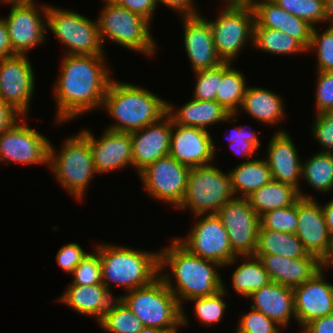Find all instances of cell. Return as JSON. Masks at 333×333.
Instances as JSON below:
<instances>
[{"label": "cell", "mask_w": 333, "mask_h": 333, "mask_svg": "<svg viewBox=\"0 0 333 333\" xmlns=\"http://www.w3.org/2000/svg\"><path fill=\"white\" fill-rule=\"evenodd\" d=\"M104 55H65L62 59L60 76L53 87L58 125L102 107L112 79Z\"/></svg>", "instance_id": "1"}, {"label": "cell", "mask_w": 333, "mask_h": 333, "mask_svg": "<svg viewBox=\"0 0 333 333\" xmlns=\"http://www.w3.org/2000/svg\"><path fill=\"white\" fill-rule=\"evenodd\" d=\"M171 243L169 247L159 250V277L181 306L183 300L187 302L193 298L212 296L223 289V280L216 269L222 265L193 255L175 237ZM166 267L175 277L176 285L170 280L171 273L165 272Z\"/></svg>", "instance_id": "2"}, {"label": "cell", "mask_w": 333, "mask_h": 333, "mask_svg": "<svg viewBox=\"0 0 333 333\" xmlns=\"http://www.w3.org/2000/svg\"><path fill=\"white\" fill-rule=\"evenodd\" d=\"M101 108L117 121L107 129L130 133L164 117L167 101L141 86L111 79Z\"/></svg>", "instance_id": "3"}, {"label": "cell", "mask_w": 333, "mask_h": 333, "mask_svg": "<svg viewBox=\"0 0 333 333\" xmlns=\"http://www.w3.org/2000/svg\"><path fill=\"white\" fill-rule=\"evenodd\" d=\"M102 283L110 291V282L128 292L144 287L159 277V251L148 252L126 246L98 244Z\"/></svg>", "instance_id": "4"}, {"label": "cell", "mask_w": 333, "mask_h": 333, "mask_svg": "<svg viewBox=\"0 0 333 333\" xmlns=\"http://www.w3.org/2000/svg\"><path fill=\"white\" fill-rule=\"evenodd\" d=\"M142 322L143 326L178 330L189 322L173 292L158 277L147 286L118 296Z\"/></svg>", "instance_id": "5"}, {"label": "cell", "mask_w": 333, "mask_h": 333, "mask_svg": "<svg viewBox=\"0 0 333 333\" xmlns=\"http://www.w3.org/2000/svg\"><path fill=\"white\" fill-rule=\"evenodd\" d=\"M62 146L60 151H56L50 142L48 167L73 198L82 200L96 173L90 143L79 132L67 138Z\"/></svg>", "instance_id": "6"}, {"label": "cell", "mask_w": 333, "mask_h": 333, "mask_svg": "<svg viewBox=\"0 0 333 333\" xmlns=\"http://www.w3.org/2000/svg\"><path fill=\"white\" fill-rule=\"evenodd\" d=\"M234 197L229 173L212 164L198 166L190 168L186 192L177 208L191 209L197 219V216L217 214Z\"/></svg>", "instance_id": "7"}, {"label": "cell", "mask_w": 333, "mask_h": 333, "mask_svg": "<svg viewBox=\"0 0 333 333\" xmlns=\"http://www.w3.org/2000/svg\"><path fill=\"white\" fill-rule=\"evenodd\" d=\"M102 44L110 39L124 48L143 52L144 55L156 53V43L150 33V22L141 15L115 3H105L97 19Z\"/></svg>", "instance_id": "8"}, {"label": "cell", "mask_w": 333, "mask_h": 333, "mask_svg": "<svg viewBox=\"0 0 333 333\" xmlns=\"http://www.w3.org/2000/svg\"><path fill=\"white\" fill-rule=\"evenodd\" d=\"M47 28L66 46V55L104 54L97 20L47 4Z\"/></svg>", "instance_id": "9"}, {"label": "cell", "mask_w": 333, "mask_h": 333, "mask_svg": "<svg viewBox=\"0 0 333 333\" xmlns=\"http://www.w3.org/2000/svg\"><path fill=\"white\" fill-rule=\"evenodd\" d=\"M216 18L208 20L214 47L222 62H233L247 41L253 42L254 12L252 6H225Z\"/></svg>", "instance_id": "10"}, {"label": "cell", "mask_w": 333, "mask_h": 333, "mask_svg": "<svg viewBox=\"0 0 333 333\" xmlns=\"http://www.w3.org/2000/svg\"><path fill=\"white\" fill-rule=\"evenodd\" d=\"M202 219L191 227L185 238L176 240L193 255L211 260L220 265L230 266L240 256H237L230 246L227 230L217 214L201 215Z\"/></svg>", "instance_id": "11"}, {"label": "cell", "mask_w": 333, "mask_h": 333, "mask_svg": "<svg viewBox=\"0 0 333 333\" xmlns=\"http://www.w3.org/2000/svg\"><path fill=\"white\" fill-rule=\"evenodd\" d=\"M10 13L3 18L8 29L11 47L17 55H27L38 44L45 43L47 35V5L37 7L34 1H8ZM42 13V14H40ZM44 15V16H43Z\"/></svg>", "instance_id": "12"}, {"label": "cell", "mask_w": 333, "mask_h": 333, "mask_svg": "<svg viewBox=\"0 0 333 333\" xmlns=\"http://www.w3.org/2000/svg\"><path fill=\"white\" fill-rule=\"evenodd\" d=\"M189 171V167L168 155L147 166L139 176L151 198L176 208L184 198Z\"/></svg>", "instance_id": "13"}, {"label": "cell", "mask_w": 333, "mask_h": 333, "mask_svg": "<svg viewBox=\"0 0 333 333\" xmlns=\"http://www.w3.org/2000/svg\"><path fill=\"white\" fill-rule=\"evenodd\" d=\"M227 230L230 246L237 256L254 255L260 219L248 198L234 197L217 212Z\"/></svg>", "instance_id": "14"}, {"label": "cell", "mask_w": 333, "mask_h": 333, "mask_svg": "<svg viewBox=\"0 0 333 333\" xmlns=\"http://www.w3.org/2000/svg\"><path fill=\"white\" fill-rule=\"evenodd\" d=\"M24 119L21 117V121L18 119L0 135V162L48 164L50 141L40 132L26 126Z\"/></svg>", "instance_id": "15"}, {"label": "cell", "mask_w": 333, "mask_h": 333, "mask_svg": "<svg viewBox=\"0 0 333 333\" xmlns=\"http://www.w3.org/2000/svg\"><path fill=\"white\" fill-rule=\"evenodd\" d=\"M34 73L27 55L0 59V99L23 117L29 113L35 89Z\"/></svg>", "instance_id": "16"}, {"label": "cell", "mask_w": 333, "mask_h": 333, "mask_svg": "<svg viewBox=\"0 0 333 333\" xmlns=\"http://www.w3.org/2000/svg\"><path fill=\"white\" fill-rule=\"evenodd\" d=\"M298 227L296 236L304 250L325 263L331 255L333 240L330 237L322 205L311 198L297 200Z\"/></svg>", "instance_id": "17"}, {"label": "cell", "mask_w": 333, "mask_h": 333, "mask_svg": "<svg viewBox=\"0 0 333 333\" xmlns=\"http://www.w3.org/2000/svg\"><path fill=\"white\" fill-rule=\"evenodd\" d=\"M216 146L208 130L175 124L172 121L169 156L189 167L209 165Z\"/></svg>", "instance_id": "18"}, {"label": "cell", "mask_w": 333, "mask_h": 333, "mask_svg": "<svg viewBox=\"0 0 333 333\" xmlns=\"http://www.w3.org/2000/svg\"><path fill=\"white\" fill-rule=\"evenodd\" d=\"M324 268L293 288L296 321L302 329L315 319L333 314V284L326 282Z\"/></svg>", "instance_id": "19"}, {"label": "cell", "mask_w": 333, "mask_h": 333, "mask_svg": "<svg viewBox=\"0 0 333 333\" xmlns=\"http://www.w3.org/2000/svg\"><path fill=\"white\" fill-rule=\"evenodd\" d=\"M80 132L90 143L96 174L133 166L130 133L105 129L97 139L88 129H81Z\"/></svg>", "instance_id": "20"}, {"label": "cell", "mask_w": 333, "mask_h": 333, "mask_svg": "<svg viewBox=\"0 0 333 333\" xmlns=\"http://www.w3.org/2000/svg\"><path fill=\"white\" fill-rule=\"evenodd\" d=\"M172 118L166 114L158 122L130 132L132 163L140 173L153 162L169 155Z\"/></svg>", "instance_id": "21"}, {"label": "cell", "mask_w": 333, "mask_h": 333, "mask_svg": "<svg viewBox=\"0 0 333 333\" xmlns=\"http://www.w3.org/2000/svg\"><path fill=\"white\" fill-rule=\"evenodd\" d=\"M265 157L271 171L272 180L293 186L299 191L301 198H310L300 190L302 161L298 150L287 131L279 130L271 137Z\"/></svg>", "instance_id": "22"}, {"label": "cell", "mask_w": 333, "mask_h": 333, "mask_svg": "<svg viewBox=\"0 0 333 333\" xmlns=\"http://www.w3.org/2000/svg\"><path fill=\"white\" fill-rule=\"evenodd\" d=\"M184 47L190 59L192 70L212 69L222 60L218 57L211 26L202 15L183 16Z\"/></svg>", "instance_id": "23"}, {"label": "cell", "mask_w": 333, "mask_h": 333, "mask_svg": "<svg viewBox=\"0 0 333 333\" xmlns=\"http://www.w3.org/2000/svg\"><path fill=\"white\" fill-rule=\"evenodd\" d=\"M254 27H267L282 31L296 39L306 50L311 44L313 26L280 8L272 0H252Z\"/></svg>", "instance_id": "24"}, {"label": "cell", "mask_w": 333, "mask_h": 333, "mask_svg": "<svg viewBox=\"0 0 333 333\" xmlns=\"http://www.w3.org/2000/svg\"><path fill=\"white\" fill-rule=\"evenodd\" d=\"M254 255L261 260L271 281L290 288L302 285L324 267V263L311 254L296 259L273 254Z\"/></svg>", "instance_id": "25"}, {"label": "cell", "mask_w": 333, "mask_h": 333, "mask_svg": "<svg viewBox=\"0 0 333 333\" xmlns=\"http://www.w3.org/2000/svg\"><path fill=\"white\" fill-rule=\"evenodd\" d=\"M247 298L253 300L251 308L265 314L282 328L289 325L290 318L296 320L293 288L271 281Z\"/></svg>", "instance_id": "26"}, {"label": "cell", "mask_w": 333, "mask_h": 333, "mask_svg": "<svg viewBox=\"0 0 333 333\" xmlns=\"http://www.w3.org/2000/svg\"><path fill=\"white\" fill-rule=\"evenodd\" d=\"M175 106L167 102V114L172 121L178 125L198 127L207 130L208 126L220 122L236 123L237 113H229L217 101H203L191 99L178 110ZM235 115V116H234ZM233 118V119H232Z\"/></svg>", "instance_id": "27"}, {"label": "cell", "mask_w": 333, "mask_h": 333, "mask_svg": "<svg viewBox=\"0 0 333 333\" xmlns=\"http://www.w3.org/2000/svg\"><path fill=\"white\" fill-rule=\"evenodd\" d=\"M113 297L103 283L95 285L70 284L58 301L79 314L93 316L99 322L110 307Z\"/></svg>", "instance_id": "28"}, {"label": "cell", "mask_w": 333, "mask_h": 333, "mask_svg": "<svg viewBox=\"0 0 333 333\" xmlns=\"http://www.w3.org/2000/svg\"><path fill=\"white\" fill-rule=\"evenodd\" d=\"M283 102L282 97L267 88L247 86L240 108L259 122L276 125L284 120Z\"/></svg>", "instance_id": "29"}, {"label": "cell", "mask_w": 333, "mask_h": 333, "mask_svg": "<svg viewBox=\"0 0 333 333\" xmlns=\"http://www.w3.org/2000/svg\"><path fill=\"white\" fill-rule=\"evenodd\" d=\"M228 172L235 197L247 198L272 180L271 171L264 159L244 161Z\"/></svg>", "instance_id": "30"}, {"label": "cell", "mask_w": 333, "mask_h": 333, "mask_svg": "<svg viewBox=\"0 0 333 333\" xmlns=\"http://www.w3.org/2000/svg\"><path fill=\"white\" fill-rule=\"evenodd\" d=\"M247 198L253 210L260 217L271 210L292 206L300 198V195L293 186L271 180Z\"/></svg>", "instance_id": "31"}, {"label": "cell", "mask_w": 333, "mask_h": 333, "mask_svg": "<svg viewBox=\"0 0 333 333\" xmlns=\"http://www.w3.org/2000/svg\"><path fill=\"white\" fill-rule=\"evenodd\" d=\"M231 66L230 62H223L218 66V89L215 98L230 114L238 112L247 89L243 73Z\"/></svg>", "instance_id": "32"}, {"label": "cell", "mask_w": 333, "mask_h": 333, "mask_svg": "<svg viewBox=\"0 0 333 333\" xmlns=\"http://www.w3.org/2000/svg\"><path fill=\"white\" fill-rule=\"evenodd\" d=\"M255 254H273L296 259L303 258L308 253L295 234L259 228Z\"/></svg>", "instance_id": "33"}, {"label": "cell", "mask_w": 333, "mask_h": 333, "mask_svg": "<svg viewBox=\"0 0 333 333\" xmlns=\"http://www.w3.org/2000/svg\"><path fill=\"white\" fill-rule=\"evenodd\" d=\"M240 257L247 260L232 273V286L234 291L247 298L253 292L269 284L271 278L258 257L255 255Z\"/></svg>", "instance_id": "34"}, {"label": "cell", "mask_w": 333, "mask_h": 333, "mask_svg": "<svg viewBox=\"0 0 333 333\" xmlns=\"http://www.w3.org/2000/svg\"><path fill=\"white\" fill-rule=\"evenodd\" d=\"M301 176L318 192L333 190V152H319L302 164Z\"/></svg>", "instance_id": "35"}, {"label": "cell", "mask_w": 333, "mask_h": 333, "mask_svg": "<svg viewBox=\"0 0 333 333\" xmlns=\"http://www.w3.org/2000/svg\"><path fill=\"white\" fill-rule=\"evenodd\" d=\"M252 45L265 53L269 52L279 55L308 53L296 39L282 31L267 27H253Z\"/></svg>", "instance_id": "36"}, {"label": "cell", "mask_w": 333, "mask_h": 333, "mask_svg": "<svg viewBox=\"0 0 333 333\" xmlns=\"http://www.w3.org/2000/svg\"><path fill=\"white\" fill-rule=\"evenodd\" d=\"M98 324L108 333H138L144 327L142 322L118 297L112 301Z\"/></svg>", "instance_id": "37"}, {"label": "cell", "mask_w": 333, "mask_h": 333, "mask_svg": "<svg viewBox=\"0 0 333 333\" xmlns=\"http://www.w3.org/2000/svg\"><path fill=\"white\" fill-rule=\"evenodd\" d=\"M226 292L225 284H223V289L212 296L188 300V302H195L194 312L198 321L202 322L206 326L208 324L209 326L217 324L221 321L225 308L227 307V304L223 299L224 295L227 294Z\"/></svg>", "instance_id": "38"}, {"label": "cell", "mask_w": 333, "mask_h": 333, "mask_svg": "<svg viewBox=\"0 0 333 333\" xmlns=\"http://www.w3.org/2000/svg\"><path fill=\"white\" fill-rule=\"evenodd\" d=\"M259 219L260 229L296 234L298 227L297 202L292 206L266 212Z\"/></svg>", "instance_id": "39"}, {"label": "cell", "mask_w": 333, "mask_h": 333, "mask_svg": "<svg viewBox=\"0 0 333 333\" xmlns=\"http://www.w3.org/2000/svg\"><path fill=\"white\" fill-rule=\"evenodd\" d=\"M288 13L314 27L324 22V0H272Z\"/></svg>", "instance_id": "40"}, {"label": "cell", "mask_w": 333, "mask_h": 333, "mask_svg": "<svg viewBox=\"0 0 333 333\" xmlns=\"http://www.w3.org/2000/svg\"><path fill=\"white\" fill-rule=\"evenodd\" d=\"M322 34L313 27L311 44L307 51L317 53V70L318 71H333V28L327 26Z\"/></svg>", "instance_id": "41"}, {"label": "cell", "mask_w": 333, "mask_h": 333, "mask_svg": "<svg viewBox=\"0 0 333 333\" xmlns=\"http://www.w3.org/2000/svg\"><path fill=\"white\" fill-rule=\"evenodd\" d=\"M74 279L70 284L95 285L102 283V272L99 253H88L71 273Z\"/></svg>", "instance_id": "42"}, {"label": "cell", "mask_w": 333, "mask_h": 333, "mask_svg": "<svg viewBox=\"0 0 333 333\" xmlns=\"http://www.w3.org/2000/svg\"><path fill=\"white\" fill-rule=\"evenodd\" d=\"M281 326L265 314L251 308L239 319L236 333H281Z\"/></svg>", "instance_id": "43"}, {"label": "cell", "mask_w": 333, "mask_h": 333, "mask_svg": "<svg viewBox=\"0 0 333 333\" xmlns=\"http://www.w3.org/2000/svg\"><path fill=\"white\" fill-rule=\"evenodd\" d=\"M248 130L240 125L234 128L229 136V143L233 152L239 156H248L247 161L251 160L252 155L256 154V157L258 156L256 151L260 147L258 135L252 130H250L251 132Z\"/></svg>", "instance_id": "44"}, {"label": "cell", "mask_w": 333, "mask_h": 333, "mask_svg": "<svg viewBox=\"0 0 333 333\" xmlns=\"http://www.w3.org/2000/svg\"><path fill=\"white\" fill-rule=\"evenodd\" d=\"M194 73L197 82L193 99L215 101L216 90L218 89V66L212 69L194 71Z\"/></svg>", "instance_id": "45"}, {"label": "cell", "mask_w": 333, "mask_h": 333, "mask_svg": "<svg viewBox=\"0 0 333 333\" xmlns=\"http://www.w3.org/2000/svg\"><path fill=\"white\" fill-rule=\"evenodd\" d=\"M312 134L321 144L322 152H333V110L315 115Z\"/></svg>", "instance_id": "46"}, {"label": "cell", "mask_w": 333, "mask_h": 333, "mask_svg": "<svg viewBox=\"0 0 333 333\" xmlns=\"http://www.w3.org/2000/svg\"><path fill=\"white\" fill-rule=\"evenodd\" d=\"M316 115L333 110V71H317Z\"/></svg>", "instance_id": "47"}, {"label": "cell", "mask_w": 333, "mask_h": 333, "mask_svg": "<svg viewBox=\"0 0 333 333\" xmlns=\"http://www.w3.org/2000/svg\"><path fill=\"white\" fill-rule=\"evenodd\" d=\"M87 254L79 244L68 243L58 250L56 260L65 272L71 274Z\"/></svg>", "instance_id": "48"}, {"label": "cell", "mask_w": 333, "mask_h": 333, "mask_svg": "<svg viewBox=\"0 0 333 333\" xmlns=\"http://www.w3.org/2000/svg\"><path fill=\"white\" fill-rule=\"evenodd\" d=\"M114 3L133 13L141 15L150 23L157 7L155 0H115Z\"/></svg>", "instance_id": "49"}, {"label": "cell", "mask_w": 333, "mask_h": 333, "mask_svg": "<svg viewBox=\"0 0 333 333\" xmlns=\"http://www.w3.org/2000/svg\"><path fill=\"white\" fill-rule=\"evenodd\" d=\"M156 4H163L170 9H174L176 13H180L181 16H193L199 15L200 13L197 12L198 8H194V1L193 0H155Z\"/></svg>", "instance_id": "50"}, {"label": "cell", "mask_w": 333, "mask_h": 333, "mask_svg": "<svg viewBox=\"0 0 333 333\" xmlns=\"http://www.w3.org/2000/svg\"><path fill=\"white\" fill-rule=\"evenodd\" d=\"M21 117L16 110L0 99V135Z\"/></svg>", "instance_id": "51"}, {"label": "cell", "mask_w": 333, "mask_h": 333, "mask_svg": "<svg viewBox=\"0 0 333 333\" xmlns=\"http://www.w3.org/2000/svg\"><path fill=\"white\" fill-rule=\"evenodd\" d=\"M302 330V333H333V314L311 321Z\"/></svg>", "instance_id": "52"}, {"label": "cell", "mask_w": 333, "mask_h": 333, "mask_svg": "<svg viewBox=\"0 0 333 333\" xmlns=\"http://www.w3.org/2000/svg\"><path fill=\"white\" fill-rule=\"evenodd\" d=\"M17 55L10 44L7 25L4 19L0 18V59Z\"/></svg>", "instance_id": "53"}, {"label": "cell", "mask_w": 333, "mask_h": 333, "mask_svg": "<svg viewBox=\"0 0 333 333\" xmlns=\"http://www.w3.org/2000/svg\"><path fill=\"white\" fill-rule=\"evenodd\" d=\"M330 237L333 240V199L322 205Z\"/></svg>", "instance_id": "54"}, {"label": "cell", "mask_w": 333, "mask_h": 333, "mask_svg": "<svg viewBox=\"0 0 333 333\" xmlns=\"http://www.w3.org/2000/svg\"><path fill=\"white\" fill-rule=\"evenodd\" d=\"M326 21L333 28V0H324V22Z\"/></svg>", "instance_id": "55"}, {"label": "cell", "mask_w": 333, "mask_h": 333, "mask_svg": "<svg viewBox=\"0 0 333 333\" xmlns=\"http://www.w3.org/2000/svg\"><path fill=\"white\" fill-rule=\"evenodd\" d=\"M178 330H165L144 326L138 333H178Z\"/></svg>", "instance_id": "56"}, {"label": "cell", "mask_w": 333, "mask_h": 333, "mask_svg": "<svg viewBox=\"0 0 333 333\" xmlns=\"http://www.w3.org/2000/svg\"><path fill=\"white\" fill-rule=\"evenodd\" d=\"M222 1L226 2L227 5L225 6H249L252 3V0H222Z\"/></svg>", "instance_id": "57"}, {"label": "cell", "mask_w": 333, "mask_h": 333, "mask_svg": "<svg viewBox=\"0 0 333 333\" xmlns=\"http://www.w3.org/2000/svg\"><path fill=\"white\" fill-rule=\"evenodd\" d=\"M331 265L333 266V249H332L331 255L329 256V259L324 263V266L326 267V269H328L329 267L332 268Z\"/></svg>", "instance_id": "58"}, {"label": "cell", "mask_w": 333, "mask_h": 333, "mask_svg": "<svg viewBox=\"0 0 333 333\" xmlns=\"http://www.w3.org/2000/svg\"><path fill=\"white\" fill-rule=\"evenodd\" d=\"M102 1H104V3H114L115 2V0H102Z\"/></svg>", "instance_id": "59"}, {"label": "cell", "mask_w": 333, "mask_h": 333, "mask_svg": "<svg viewBox=\"0 0 333 333\" xmlns=\"http://www.w3.org/2000/svg\"><path fill=\"white\" fill-rule=\"evenodd\" d=\"M7 1H34V0H7Z\"/></svg>", "instance_id": "60"}, {"label": "cell", "mask_w": 333, "mask_h": 333, "mask_svg": "<svg viewBox=\"0 0 333 333\" xmlns=\"http://www.w3.org/2000/svg\"><path fill=\"white\" fill-rule=\"evenodd\" d=\"M1 1H2V3H3V2H5L6 4L8 3L7 0H0V4H1Z\"/></svg>", "instance_id": "61"}]
</instances>
